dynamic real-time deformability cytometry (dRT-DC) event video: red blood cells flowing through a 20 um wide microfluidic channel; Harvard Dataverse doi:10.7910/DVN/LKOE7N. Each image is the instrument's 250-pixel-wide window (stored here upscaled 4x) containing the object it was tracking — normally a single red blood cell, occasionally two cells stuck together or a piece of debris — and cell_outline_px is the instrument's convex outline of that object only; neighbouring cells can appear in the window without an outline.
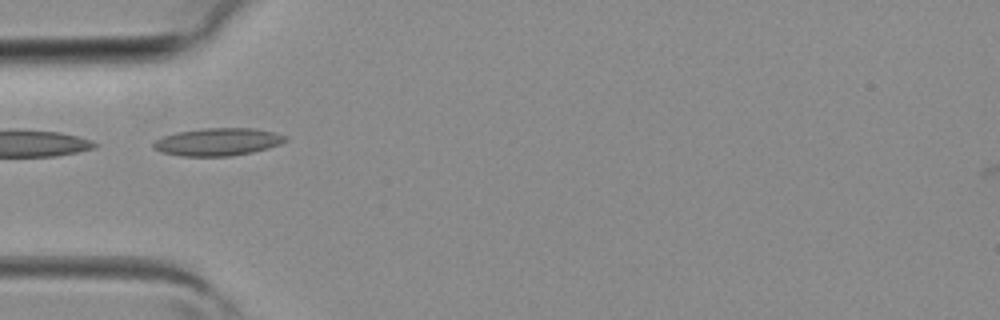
{"species": "common noctule bat (a hibernating species)", "species_latin": "Nyctalus noctula", "temperature_condition": "room temperature", "stored_images_in_passage": 4, "camera_frame_rate_fps": 3000, "um_per_image_px": 0.085, "animal": {"sex": "female", "body_mass_g": 19.3, "forearm_length_mm": 54.1}, "frame": {"image": 1, "passage_image": 3, "time_ms": 0.667, "image_size_px": [1000, 320], "cell_outline_px": [[288, 140], [280, 144], [268, 148], [252, 152], [232, 156], [180, 156], [160, 152], [152, 148], [152, 144], [156, 140], [164, 136], [176, 132], [204, 128], [256, 128], [288, 136]], "centroid_in_image_um": [18.51, 12.06], "position_along_channel_um": 66.5, "area_um2": 21.39}}
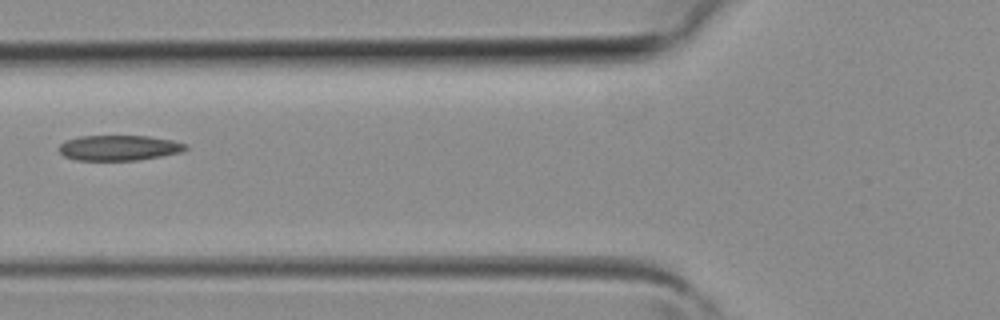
{"frame": {"image": 2, "passage_image": 4, "time_ms": 1.0, "image_size_px": [1000, 320], "cell_outline_px": [[188, 148], [184, 152], [136, 160], [76, 160], [64, 156], [60, 152], [60, 144], [64, 140], [80, 136], [148, 136], [172, 140], [188, 144]], "centroid_in_image_um": [10.14, 12.56], "position_along_channel_um": 115.7, "area_um2": 18.73}}